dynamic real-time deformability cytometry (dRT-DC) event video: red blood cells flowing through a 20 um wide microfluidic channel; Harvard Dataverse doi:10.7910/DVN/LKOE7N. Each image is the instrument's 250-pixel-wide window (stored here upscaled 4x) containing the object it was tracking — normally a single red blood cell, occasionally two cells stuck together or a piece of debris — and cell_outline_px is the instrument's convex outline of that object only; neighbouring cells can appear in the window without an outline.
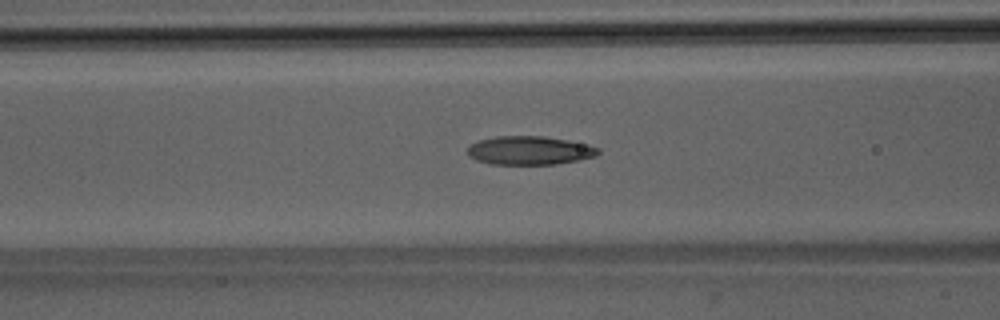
{"species": "Egyptian fruit bat (a non-hibernating species)", "species_latin": "Rousettus aegyptiacus", "temperature_condition": "room temperature", "stored_images_in_passage": 50, "camera_frame_rate_fps": 3000, "um_per_image_px": 0.085, "animal": {"sex": "male"}, "frame": {"image": 1, "passage_image": 20, "time_ms": 6.333, "image_size_px": [1000, 320], "cell_outline_px": [[600, 152], [596, 156], [580, 160], [556, 164], [492, 164], [476, 160], [468, 156], [468, 148], [472, 144], [480, 140], [496, 136], [544, 136], [568, 140], [600, 148]], "centroid_in_image_um": [45.03, 12.79], "position_along_channel_um": 121.6, "area_um2": 21.73}}
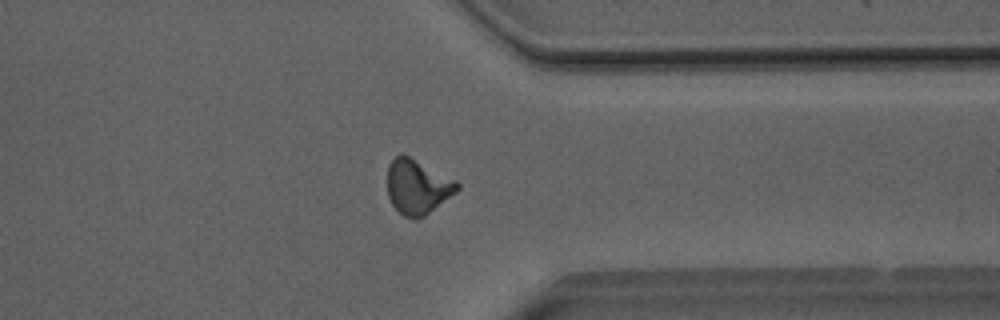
{"frame": {"image": 2, "passage_image": 39, "time_ms": 12.667, "image_size_px": [1000, 320], "cell_outline_px": [[460, 188], [456, 192], [424, 216], [416, 220], [412, 220], [404, 216], [392, 204], [388, 196], [388, 164], [400, 152], [456, 180], [460, 184]], "centroid_in_image_um": [35.48, 15.88], "position_along_channel_um": 375.9, "area_um2": 22.08}}
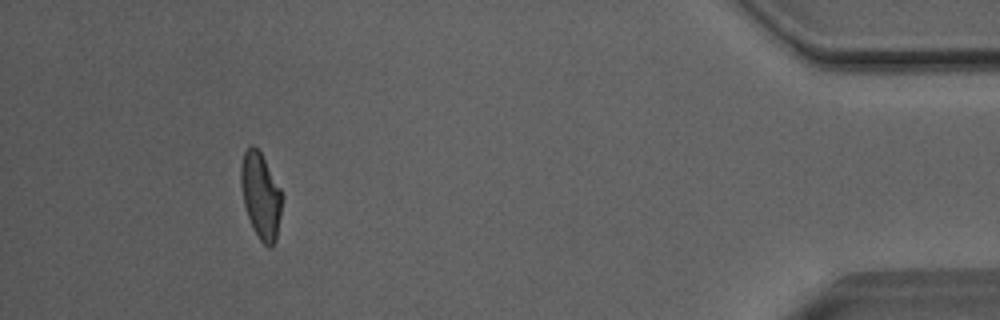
{"frame": {"image": 3, "passage_image": 46, "time_ms": 15.0, "image_size_px": [1000, 320], "cell_outline_px": [[284, 196], [276, 240], [272, 248], [268, 248], [260, 240], [252, 228], [244, 204], [240, 184], [240, 164], [244, 152], [252, 144], [260, 152], [280, 188]], "centroid_in_image_um": [22.17, 16.67], "position_along_channel_um": 413.0, "area_um2": 20.75}, "authors_computed_cell_mechanics": {"area_um2": 21.4727, "velocity_mm_per_s": 4.0779, "shape_relaxation_time_tau1_ms": 4.9691, "shape_relaxation_time_tau2_ms": 2.3106, "deformation_change_tau1": 0.1804, "deformation_change_tau2": 0.1057}}